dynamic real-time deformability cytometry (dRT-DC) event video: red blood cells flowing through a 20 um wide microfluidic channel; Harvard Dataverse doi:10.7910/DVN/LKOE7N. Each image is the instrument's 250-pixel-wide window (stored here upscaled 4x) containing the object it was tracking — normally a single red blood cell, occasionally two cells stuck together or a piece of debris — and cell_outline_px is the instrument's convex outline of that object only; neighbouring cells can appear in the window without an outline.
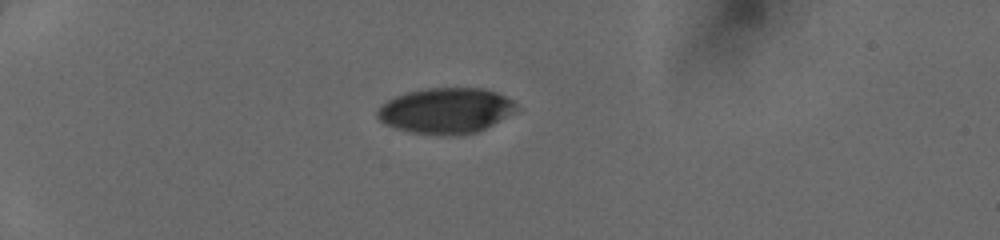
{"species": "human", "species_latin": "Homo sapiens", "temperature_condition": "cold", "stored_images_in_passage": 36, "camera_frame_rate_fps": 3000, "um_per_image_px": 0.085, "donor": {"sex": "female"}, "frame": {"image": 1, "passage_image": 1, "time_ms": 0.0, "image_size_px": [1000, 240], "cell_outline_px": [[520, 108], [516, 112], [476, 132], [452, 136], [444, 136], [412, 132], [396, 128], [384, 124], [376, 116], [376, 112], [380, 104], [396, 96], [408, 92], [428, 88], [484, 88], [496, 92], [512, 100]], "centroid_in_image_um": [37.89, 9.41], "position_along_channel_um": 47.1, "area_um2": 37.05}}
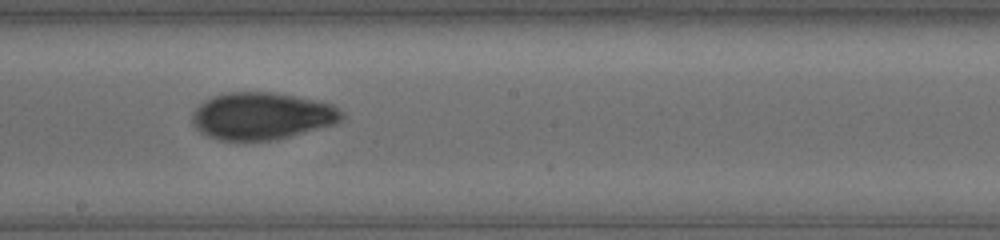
{"frame": {"image": 2, "passage_image": 17, "time_ms": 5.333, "image_size_px": [1000, 240], "cell_outline_px": [[344, 116], [336, 124], [276, 140], [220, 140], [208, 136], [200, 132], [192, 124], [192, 112], [204, 100], [212, 96], [228, 92], [272, 92], [320, 100], [332, 104], [344, 112]], "centroid_in_image_um": [22.27, 9.85], "position_along_channel_um": 225.9, "area_um2": 41.44}}
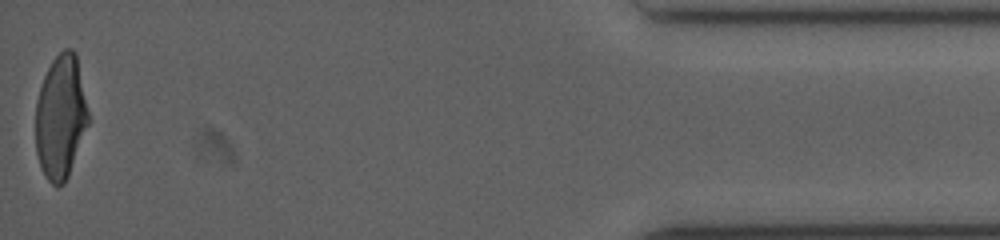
{"frame": {"image": 3, "passage_image": 36, "time_ms": 11.667, "image_size_px": [1000, 240], "cell_outline_px": [[88, 124], [68, 176], [64, 184], [56, 188], [48, 180], [40, 168], [36, 152], [36, 100], [44, 76], [52, 60], [64, 48], [72, 48], [76, 52], [88, 112]], "centroid_in_image_um": [5.14, 9.95], "position_along_channel_um": 430.1, "area_um2": 37.92}}